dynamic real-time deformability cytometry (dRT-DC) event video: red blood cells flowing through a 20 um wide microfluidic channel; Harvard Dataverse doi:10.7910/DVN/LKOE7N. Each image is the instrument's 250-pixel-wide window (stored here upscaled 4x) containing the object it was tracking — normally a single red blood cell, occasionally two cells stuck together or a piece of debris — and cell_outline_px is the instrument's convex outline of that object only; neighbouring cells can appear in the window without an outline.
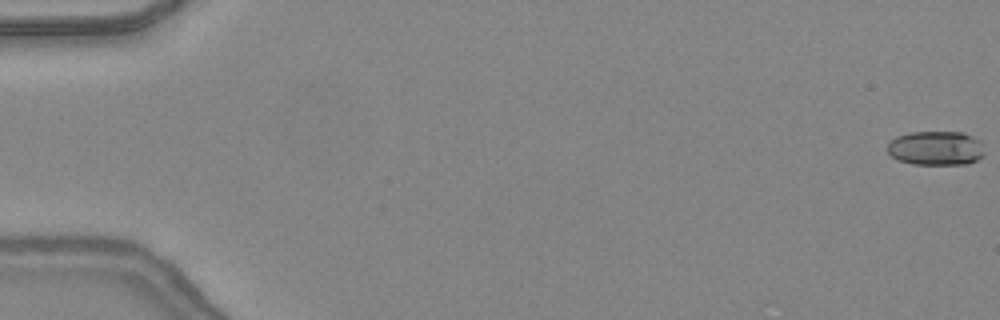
{"species": "common noctule bat (a hibernating species)", "species_latin": "Nyctalus noctula", "temperature_condition": "warm", "stored_images_in_passage": 48, "camera_frame_rate_fps": 3000, "um_per_image_px": 0.085, "animal": {"sex": "female", "body_mass_g": 24.6, "forearm_length_mm": 56.2}, "frame": {"image": 1, "passage_image": 1, "time_ms": 0.0, "image_size_px": [1000, 320], "cell_outline_px": [[984, 156], [968, 164], [912, 164], [896, 160], [888, 152], [888, 144], [896, 136], [912, 132], [964, 132], [980, 140]], "centroid_in_image_um": [79.55, 12.59], "position_along_channel_um": 5.4, "area_um2": 19.42}}
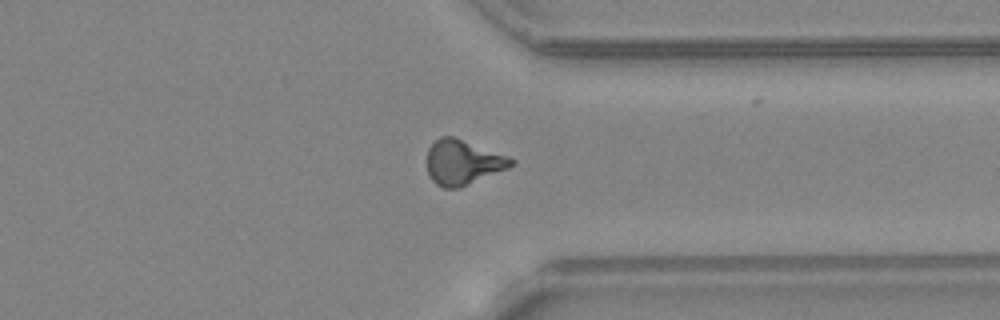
{"frame": {"image": 2, "passage_image": 38, "time_ms": 12.333, "image_size_px": [1000, 320], "cell_outline_px": [[516, 160], [508, 168], [460, 188], [444, 188], [436, 184], [428, 176], [428, 148], [440, 136], [452, 136], [508, 156]], "centroid_in_image_um": [39.33, 13.81], "position_along_channel_um": 372.1, "area_um2": 21.79}}
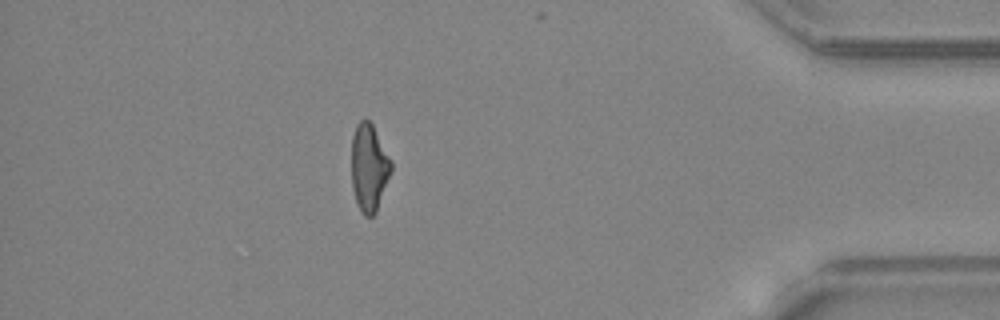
{"frame": {"image": 3, "passage_image": 43, "time_ms": 14.0, "image_size_px": [1000, 320], "cell_outline_px": [[392, 168], [376, 212], [372, 216], [364, 216], [360, 212], [356, 204], [352, 188], [352, 136], [356, 124], [360, 120], [368, 120], [372, 124], [392, 160]], "centroid_in_image_um": [31.36, 14.26], "position_along_channel_um": 403.8, "area_um2": 20.23}, "authors_computed_cell_mechanics": {"area_um2": 20.6635, "velocity_mm_per_s": 4.416, "shape_relaxation_time_tau1_ms": 9.8919, "shape_relaxation_time_tau2_ms": 2.2537, "deformation_change_tau1": 0.2864, "deformation_change_tau2": 0.1145}}